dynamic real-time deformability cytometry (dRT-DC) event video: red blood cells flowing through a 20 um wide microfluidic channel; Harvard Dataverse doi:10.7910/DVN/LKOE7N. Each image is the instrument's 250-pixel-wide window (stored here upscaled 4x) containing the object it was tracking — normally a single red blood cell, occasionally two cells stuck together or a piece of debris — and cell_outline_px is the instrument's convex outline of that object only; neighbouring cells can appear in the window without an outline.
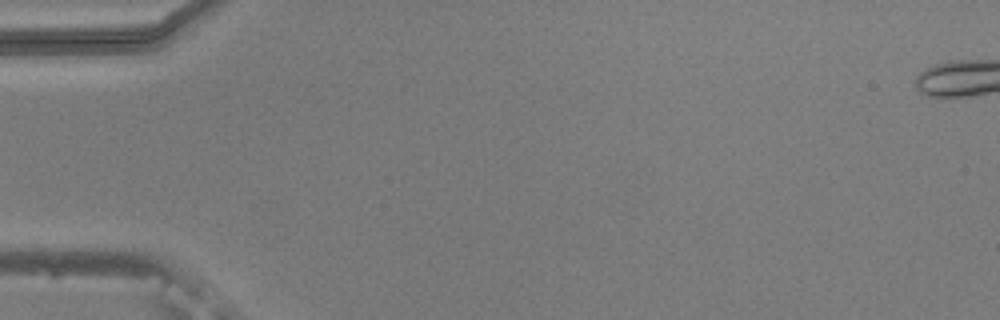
{"species": "common noctule bat (a hibernating species)", "species_latin": "Nyctalus noctula", "temperature_condition": "warm", "stored_images_in_passage": 1, "camera_frame_rate_fps": 3000, "um_per_image_px": 0.085, "animal": {"sex": "male", "body_mass_g": 20.5, "forearm_length_mm": 52.5}, "frame": {"image": 1, "passage_image": 1, "time_ms": 0.0, "image_size_px": [1000, 320], "cell_outline_px": [[128, 40], [28, 40], [12, 32], [12, 28], [116, 24], [128, 32]], "centroid_in_image_um": [6.26, 2.79], "position_along_channel_um": 78.7, "area_um2": 11.1}}